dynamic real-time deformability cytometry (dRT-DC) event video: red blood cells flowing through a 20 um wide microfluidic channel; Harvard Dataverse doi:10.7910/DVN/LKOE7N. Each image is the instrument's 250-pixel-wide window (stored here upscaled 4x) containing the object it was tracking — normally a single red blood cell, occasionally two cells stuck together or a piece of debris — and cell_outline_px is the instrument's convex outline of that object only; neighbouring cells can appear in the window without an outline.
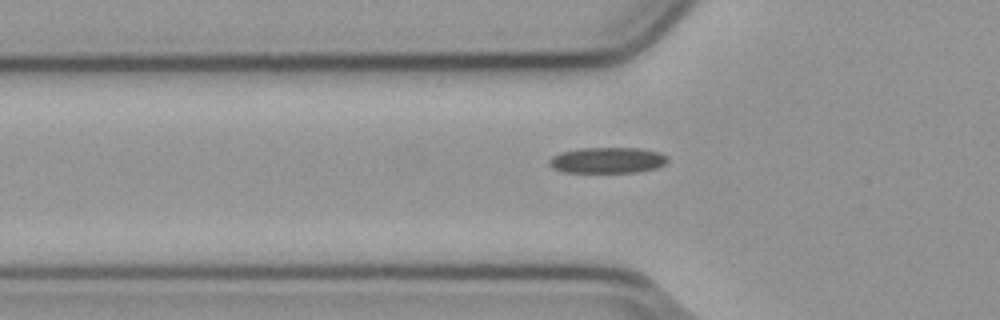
{"species": "common noctule bat (a hibernating species)", "species_latin": "Nyctalus noctula", "temperature_condition": "cold", "stored_images_in_passage": 29, "camera_frame_rate_fps": 3000, "um_per_image_px": 0.085, "animal": {"sex": "male", "body_mass_g": 23.1, "forearm_length_mm": 52.7}, "frame": {"image": 1, "passage_image": 3, "time_ms": 0.667, "image_size_px": [1000, 320], "cell_outline_px": [[668, 160], [664, 164], [656, 168], [636, 172], [564, 172], [552, 168], [548, 164], [548, 160], [552, 156], [560, 152], [580, 148], [640, 148], [660, 152], [668, 156]], "centroid_in_image_um": [51.62, 13.61], "position_along_channel_um": 74.2, "area_um2": 17.98}}
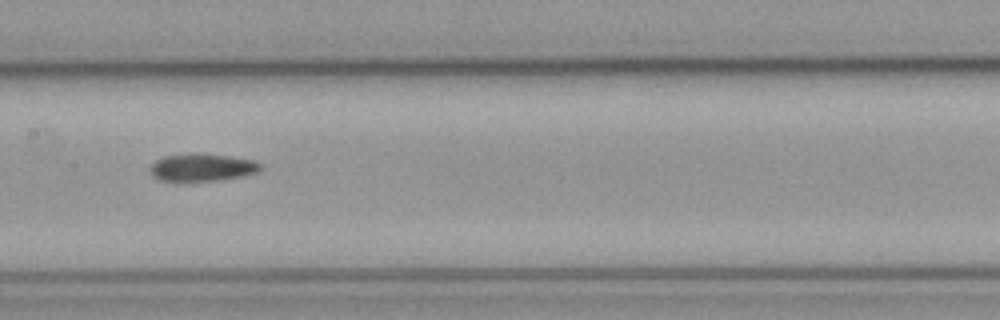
{"frame": {"image": 2, "passage_image": 12, "time_ms": 3.667, "image_size_px": [1000, 320], "cell_outline_px": [[260, 168], [256, 172], [244, 176], [216, 180], [160, 180], [152, 176], [152, 164], [156, 160], [164, 156], [228, 156], [256, 160], [260, 164]], "centroid_in_image_um": [17.23, 14.26], "position_along_channel_um": 190.2, "area_um2": 16.53}}
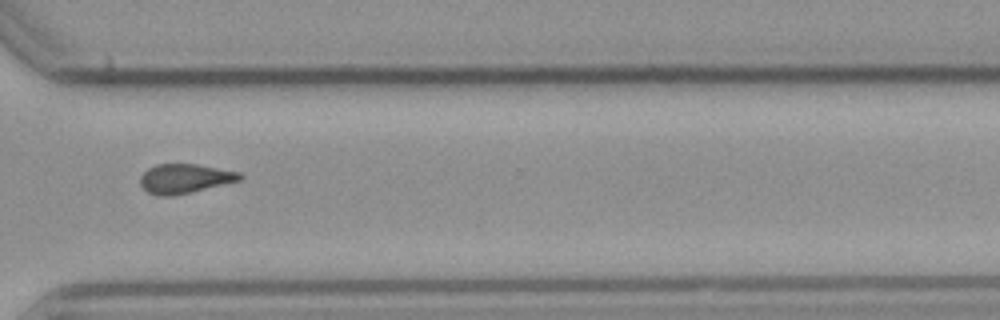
{"frame": {"image": 3, "passage_image": 25, "time_ms": 8.0, "image_size_px": [1000, 320], "cell_outline_px": [[244, 176], [240, 180], [192, 192], [172, 196], [156, 196], [148, 192], [140, 184], [140, 176], [148, 168], [156, 164], [196, 164], [240, 172]], "centroid_in_image_um": [15.69, 15.18], "position_along_channel_um": 354.9, "area_um2": 17.05}, "authors_computed_cell_mechanics": {"area_um2": 17.6868, "velocity_mm_per_s": 3.815, "shape_relaxation_time_tau1_ms": null, "shape_relaxation_time_tau2_ms": 8.8819, "deformation_change_tau1": null, "deformation_change_tau2": 0.1864}}